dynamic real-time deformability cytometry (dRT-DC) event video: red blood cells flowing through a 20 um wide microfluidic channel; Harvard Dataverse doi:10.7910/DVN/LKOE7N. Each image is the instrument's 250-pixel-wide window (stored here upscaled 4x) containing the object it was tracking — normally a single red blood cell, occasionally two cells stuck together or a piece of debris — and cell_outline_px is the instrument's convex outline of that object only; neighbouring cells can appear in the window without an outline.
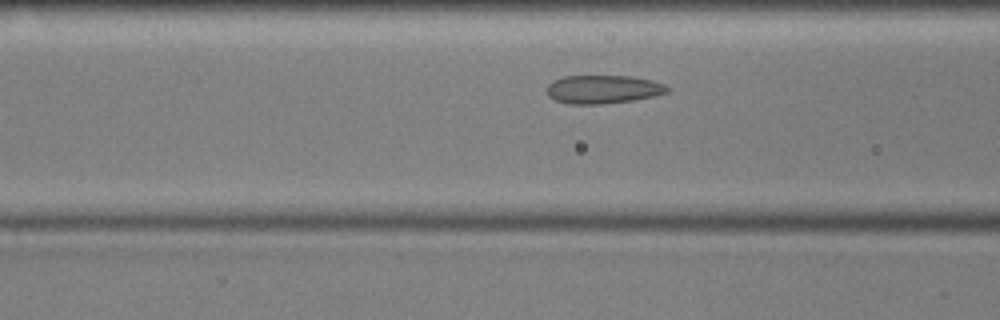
{"species": "common noctule bat (a hibernating species)", "species_latin": "Nyctalus noctula", "temperature_condition": "cold", "stored_images_in_passage": 46, "camera_frame_rate_fps": 3000, "um_per_image_px": 0.085, "animal": {"sex": "male", "body_mass_g": 17.9, "forearm_length_mm": 54.2}, "frame": {"image": 1, "passage_image": 11, "time_ms": 3.333, "image_size_px": [1000, 320], "cell_outline_px": [[668, 92], [656, 96], [632, 100], [600, 104], [568, 104], [556, 100], [548, 96], [548, 84], [552, 80], [564, 76], [632, 76], [652, 80], [664, 84], [668, 88]], "centroid_in_image_um": [51.26, 7.59], "position_along_channel_um": 115.3, "area_um2": 19.94}}
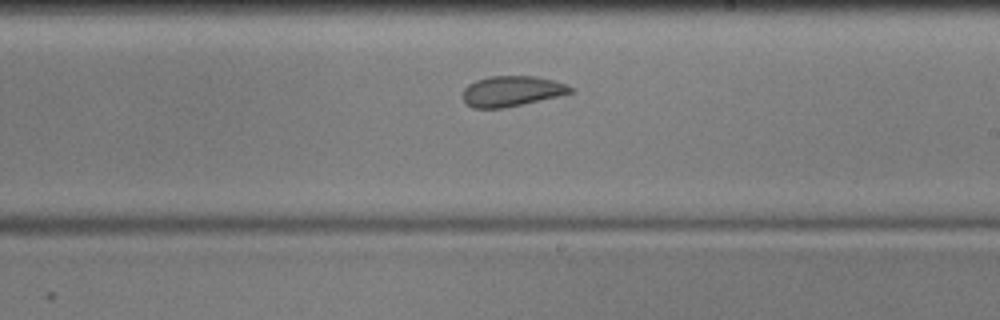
{"frame": {"image": 2, "passage_image": 22, "time_ms": 7.0, "image_size_px": [1000, 320], "cell_outline_px": [[572, 92], [560, 96], [524, 104], [504, 108], [472, 108], [464, 100], [464, 88], [468, 84], [476, 80], [488, 76], [536, 76], [568, 84], [572, 88]], "centroid_in_image_um": [43.51, 7.75], "position_along_channel_um": 245.5, "area_um2": 19.13}}
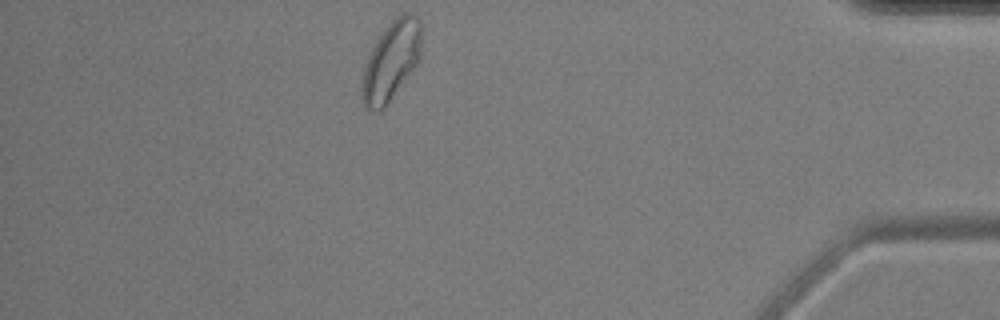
{"frame": {"image": 3, "passage_image": 39, "time_ms": 12.667, "image_size_px": [1000, 320], "cell_outline_px": [[420, 60], [380, 112], [376, 112], [364, 108], [364, 68], [368, 56], [372, 48], [388, 24], [396, 16], [404, 12], [408, 12], [416, 16], [420, 24]], "centroid_in_image_um": [33.27, 5.15], "position_along_channel_um": 401.9, "area_um2": 26.47}, "authors_computed_cell_mechanics": {"area_um2": 20.8658, "velocity_mm_per_s": 3.5511, "shape_relaxation_time_tau1_ms": 10.8522, "shape_relaxation_time_tau2_ms": 1.0425, "deformation_change_tau1": 0.1763, "deformation_change_tau2": 0.0464}}